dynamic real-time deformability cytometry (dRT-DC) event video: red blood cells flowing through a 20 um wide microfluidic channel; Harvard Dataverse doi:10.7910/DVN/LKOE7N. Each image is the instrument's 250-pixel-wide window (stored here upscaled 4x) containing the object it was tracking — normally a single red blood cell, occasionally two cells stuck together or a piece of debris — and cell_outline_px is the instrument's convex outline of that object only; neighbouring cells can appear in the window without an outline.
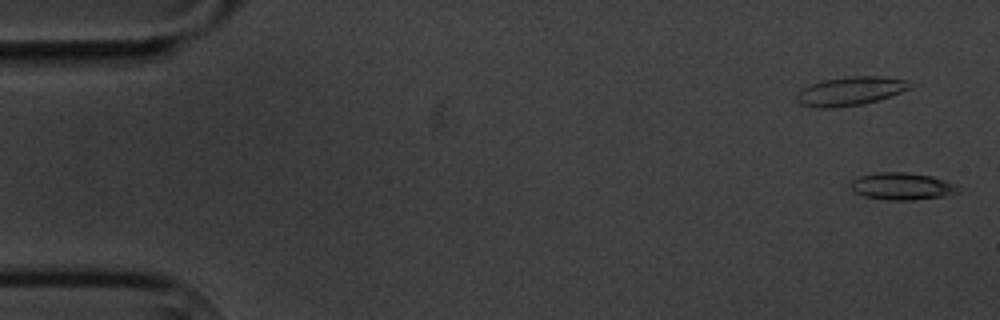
{"species": "common noctule bat (a hibernating species)", "species_latin": "Nyctalus noctula", "temperature_condition": "cold", "stored_images_in_passage": 6, "camera_frame_rate_fps": 3000, "um_per_image_px": 0.085, "animal": {"sex": "male", "body_mass_g": 20.1, "forearm_length_mm": 53.5}, "frame": {"image": 1, "passage_image": 1, "time_ms": 0.0, "image_size_px": [1000, 320], "cell_outline_px": [[960, 192], [944, 196], [912, 200], [884, 200], [864, 196], [856, 192], [852, 188], [852, 180], [860, 176], [876, 172], [904, 172], [932, 176], [956, 184]], "centroid_in_image_um": [76.69, 15.83], "position_along_channel_um": 8.3, "area_um2": 16.94}}
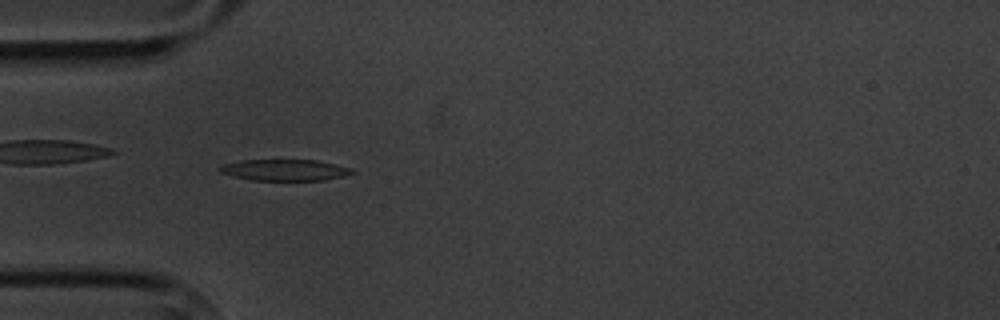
{"frame": {"image": 2, "passage_image": 5, "time_ms": 5.333, "image_size_px": [1000, 320], "cell_outline_px": [[356, 172], [344, 176], [324, 180], [252, 180], [220, 172], [216, 168], [220, 164], [240, 160], [316, 160], [352, 168]], "centroid_in_image_um": [24.18, 14.44], "position_along_channel_um": 60.8, "area_um2": 16.42}}